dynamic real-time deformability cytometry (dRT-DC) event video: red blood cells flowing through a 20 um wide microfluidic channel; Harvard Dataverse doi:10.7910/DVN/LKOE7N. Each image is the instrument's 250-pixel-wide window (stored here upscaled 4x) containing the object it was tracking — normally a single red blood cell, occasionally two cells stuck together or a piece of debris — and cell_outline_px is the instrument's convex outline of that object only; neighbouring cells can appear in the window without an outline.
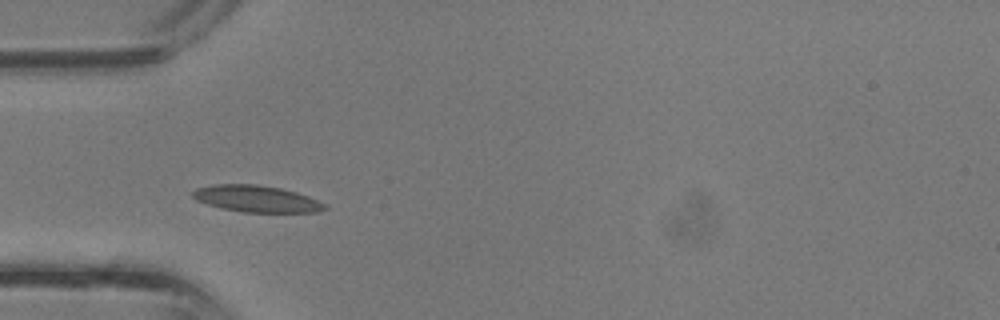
{"species": "common noctule bat (a hibernating species)", "species_latin": "Nyctalus noctula", "temperature_condition": "room temperature", "stored_images_in_passage": 27, "camera_frame_rate_fps": 3000, "um_per_image_px": 0.085, "animal": {"sex": "male", "body_mass_g": 13.3}, "frame": {"image": 1, "passage_image": 1, "time_ms": 0.0, "image_size_px": [1000, 320], "cell_outline_px": [[328, 208], [320, 212], [240, 212], [220, 208], [196, 200], [192, 196], [192, 192], [196, 188], [212, 184], [256, 184], [280, 188], [296, 192], [308, 196], [324, 204]], "centroid_in_image_um": [21.77, 16.9], "position_along_channel_um": 63.2, "area_um2": 20.52}}
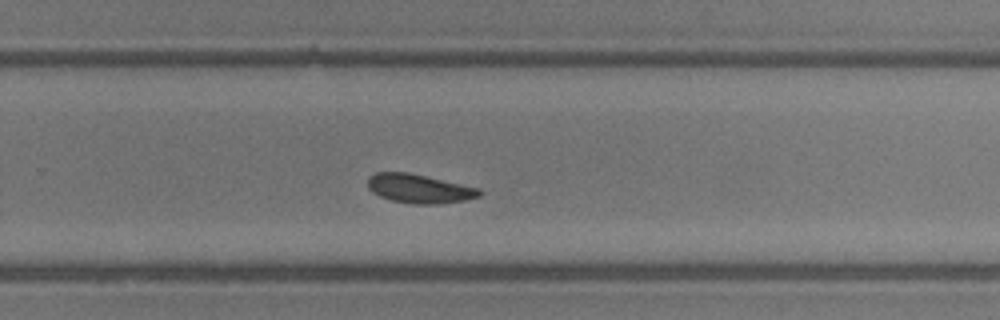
{"frame": {"image": 2, "passage_image": 14, "time_ms": 4.333, "image_size_px": [1000, 320], "cell_outline_px": [[480, 196], [464, 200], [440, 204], [412, 204], [392, 200], [380, 196], [372, 192], [368, 188], [368, 176], [376, 172], [408, 172], [480, 188]], "centroid_in_image_um": [35.61, 16.03], "position_along_channel_um": 294.2, "area_um2": 18.79}}
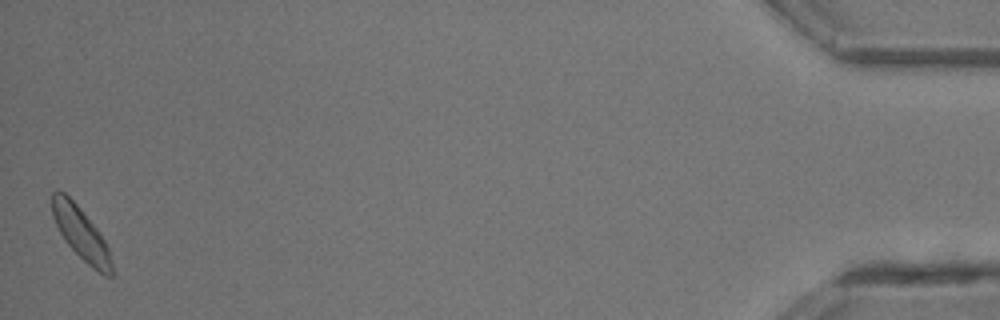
{"frame": {"image": 3, "passage_image": 27, "time_ms": 8.667, "image_size_px": [1000, 320], "cell_outline_px": [[112, 276], [104, 276], [92, 268], [68, 244], [60, 232], [52, 216], [52, 192], [56, 188], [64, 192], [80, 208], [96, 228], [104, 240], [108, 248], [112, 264]], "centroid_in_image_um": [6.87, 19.82], "position_along_channel_um": 428.3, "area_um2": 17.86}}